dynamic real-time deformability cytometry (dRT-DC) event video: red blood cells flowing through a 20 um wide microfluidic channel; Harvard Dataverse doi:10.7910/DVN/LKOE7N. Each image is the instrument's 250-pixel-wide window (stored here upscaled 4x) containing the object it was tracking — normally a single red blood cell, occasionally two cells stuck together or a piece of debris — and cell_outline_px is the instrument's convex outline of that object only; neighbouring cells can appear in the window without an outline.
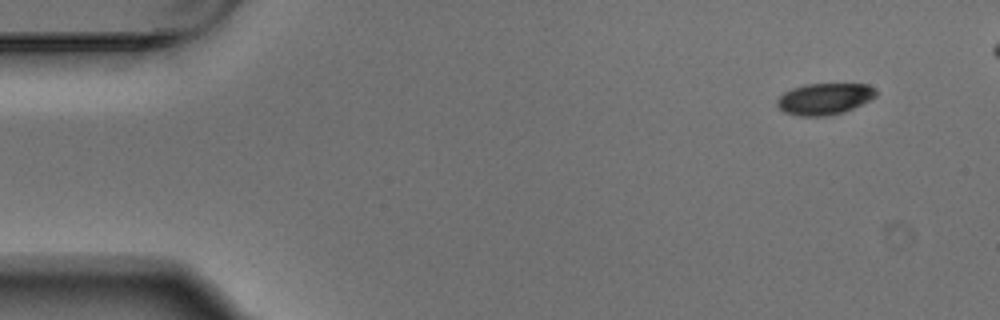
{"species": "Egyptian fruit bat (a non-hibernating species)", "species_latin": "Rousettus aegyptiacus", "temperature_condition": "warm", "stored_images_in_passage": 5, "segment_of_instrument_passage": [2, 2], "camera_frame_rate_fps": 3000, "um_per_image_px": 0.085, "animal": {"sex": "male"}, "frame": {"image": 1, "passage_image": 5, "time_ms": 1.333, "image_size_px": [1000, 320], "cell_outline_px": [[876, 96], [844, 112], [832, 116], [800, 116], [784, 112], [776, 104], [776, 100], [784, 92], [792, 88], [804, 84], [868, 84], [876, 92]], "centroid_in_image_um": [70.04, 8.41], "position_along_channel_um": 15.0, "area_um2": 18.03}}